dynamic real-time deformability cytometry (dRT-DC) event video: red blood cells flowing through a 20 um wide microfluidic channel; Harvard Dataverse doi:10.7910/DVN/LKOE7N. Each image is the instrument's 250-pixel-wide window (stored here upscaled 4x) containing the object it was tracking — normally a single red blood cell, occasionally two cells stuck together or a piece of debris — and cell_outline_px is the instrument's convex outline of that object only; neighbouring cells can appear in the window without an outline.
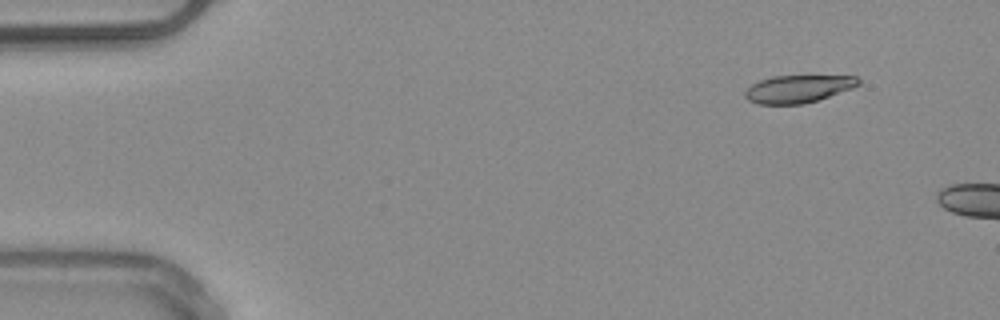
{"species": "common noctule bat (a hibernating species)", "species_latin": "Nyctalus noctula", "temperature_condition": "warm", "stored_images_in_passage": 4, "camera_frame_rate_fps": 3000, "um_per_image_px": 0.085, "animal": {"sex": "male", "body_mass_g": 20.4}, "frame": {"image": 1, "passage_image": 2, "time_ms": 1.333, "image_size_px": [1000, 320], "cell_outline_px": [[860, 84], [852, 88], [804, 104], [756, 104], [748, 100], [744, 96], [744, 92], [752, 84], [760, 80], [772, 76], [856, 76], [860, 80]], "centroid_in_image_um": [67.8, 7.55], "position_along_channel_um": 17.2, "area_um2": 18.09}}